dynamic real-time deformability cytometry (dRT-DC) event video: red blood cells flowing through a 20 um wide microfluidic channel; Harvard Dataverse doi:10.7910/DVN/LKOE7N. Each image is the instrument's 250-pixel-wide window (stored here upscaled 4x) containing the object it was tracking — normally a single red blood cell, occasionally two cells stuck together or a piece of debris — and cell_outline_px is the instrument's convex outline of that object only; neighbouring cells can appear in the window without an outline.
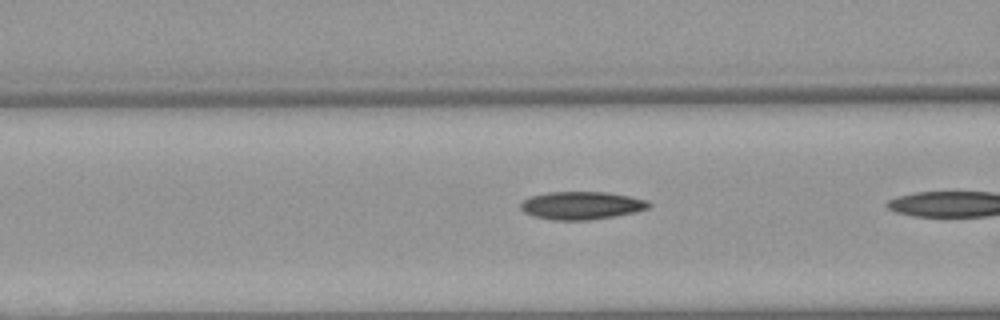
{"species": "Egyptian fruit bat (a non-hibernating species)", "species_latin": "Rousettus aegyptiacus", "temperature_condition": "warm", "stored_images_in_passage": 6, "camera_frame_rate_fps": 3000, "um_per_image_px": 0.085, "animal": {"sex": "female"}, "frame": {"image": 1, "passage_image": 5, "time_ms": 1.333, "image_size_px": [1000, 320], "cell_outline_px": [[652, 204], [648, 208], [636, 212], [592, 220], [552, 220], [532, 216], [524, 212], [520, 208], [520, 204], [528, 196], [548, 192], [608, 192], [648, 200]], "centroid_in_image_um": [49.41, 17.46], "position_along_channel_um": 117.2, "area_um2": 21.04}}